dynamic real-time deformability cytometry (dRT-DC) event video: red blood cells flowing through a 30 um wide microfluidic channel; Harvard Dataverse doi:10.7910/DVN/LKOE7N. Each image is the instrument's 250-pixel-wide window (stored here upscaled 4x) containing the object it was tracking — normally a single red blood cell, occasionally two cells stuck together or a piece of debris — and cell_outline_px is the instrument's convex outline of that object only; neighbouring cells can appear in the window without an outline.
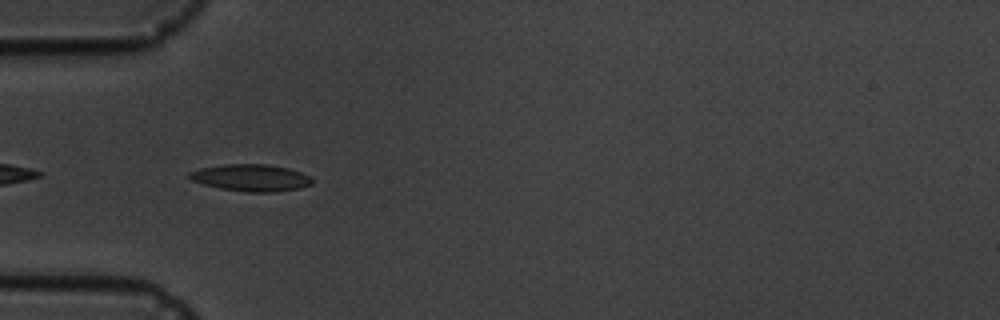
{"species": "common noctule bat (a hibernating species)", "species_latin": "Nyctalus noctula", "temperature_condition": "cold", "stored_images_in_passage": 6, "camera_frame_rate_fps": 3000, "um_per_image_px": 0.085, "animal": {"sex": "male", "body_mass_g": 19.5, "forearm_length_mm": 54.6}, "frame": {"image": 1, "passage_image": 5, "time_ms": 4.667, "image_size_px": [1000, 320], "cell_outline_px": [[312, 184], [300, 188], [276, 192], [244, 192], [220, 188], [204, 184], [192, 180], [188, 176], [188, 172], [200, 168], [224, 164], [268, 164], [288, 168], [312, 176]], "centroid_in_image_um": [21.35, 15.11], "position_along_channel_um": 63.6, "area_um2": 19.36}}
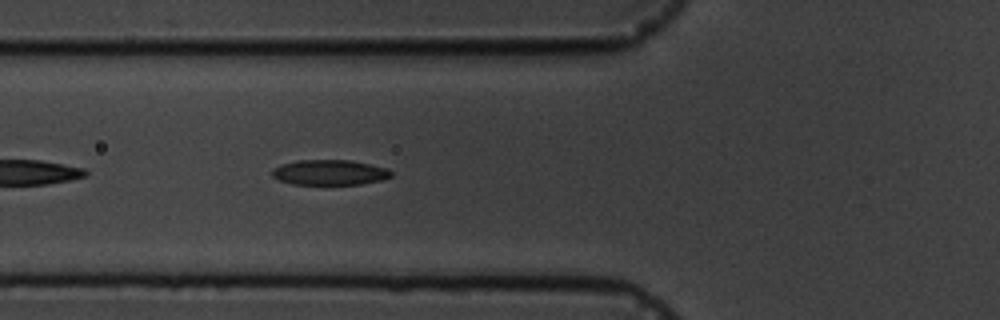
{"frame": {"image": 2, "passage_image": 6, "time_ms": 5.667, "image_size_px": [1000, 320], "cell_outline_px": [[392, 176], [380, 180], [360, 184], [292, 184], [280, 180], [272, 176], [272, 168], [280, 164], [296, 160], [352, 160], [388, 168], [392, 172]], "centroid_in_image_um": [28.0, 14.64], "position_along_channel_um": 97.8, "area_um2": 17.57}}